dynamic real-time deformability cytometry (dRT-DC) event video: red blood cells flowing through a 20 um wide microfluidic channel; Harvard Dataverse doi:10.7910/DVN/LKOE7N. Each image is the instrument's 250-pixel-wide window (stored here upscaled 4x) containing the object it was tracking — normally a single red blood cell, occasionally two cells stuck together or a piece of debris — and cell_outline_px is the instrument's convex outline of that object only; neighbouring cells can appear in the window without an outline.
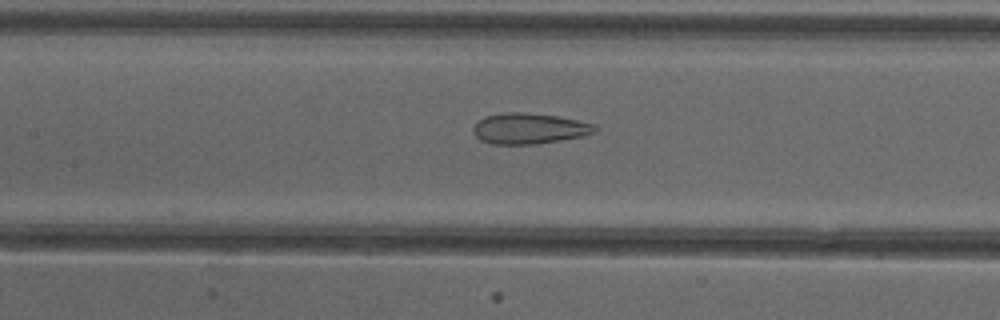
{"species": "common noctule bat (a hibernating species)", "species_latin": "Nyctalus noctula", "temperature_condition": "cold", "stored_images_in_passage": 38, "camera_frame_rate_fps": 3000, "um_per_image_px": 0.085, "animal": {"sex": "female"}, "frame": {"image": 1, "passage_image": 17, "time_ms": 5.333, "image_size_px": [1000, 320], "cell_outline_px": [[600, 128], [596, 132], [584, 136], [536, 144], [492, 144], [480, 140], [472, 132], [472, 128], [484, 116], [508, 112], [524, 112], [556, 116], [596, 124]], "centroid_in_image_um": [45.01, 10.93], "position_along_channel_um": 162.4, "area_um2": 21.91}}
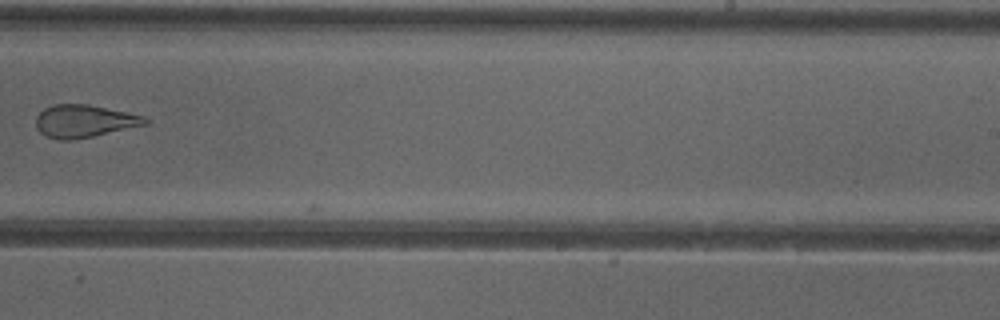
{"frame": {"image": 2, "passage_image": 26, "time_ms": 8.333, "image_size_px": [1000, 320], "cell_outline_px": [[152, 120], [148, 124], [92, 136], [72, 140], [60, 140], [48, 136], [40, 132], [36, 128], [36, 116], [44, 108], [56, 104], [88, 104], [144, 116]], "centroid_in_image_um": [7.17, 10.29], "position_along_channel_um": 281.8, "area_um2": 20.63}}
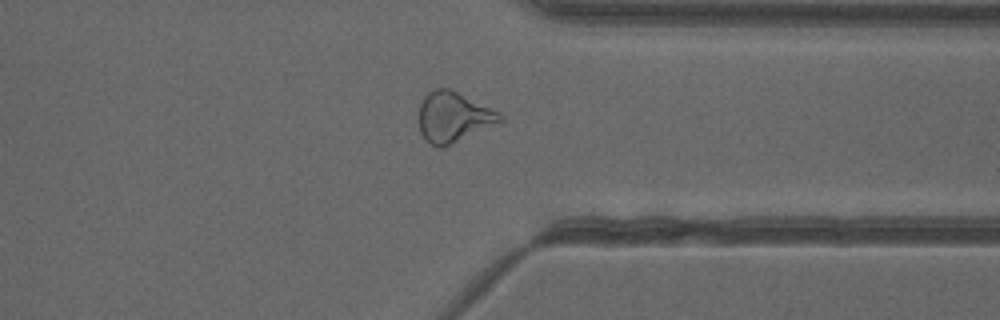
{"frame": {"image": 3, "passage_image": 33, "time_ms": 10.667, "image_size_px": [1000, 320], "cell_outline_px": [[504, 120], [500, 124], [444, 148], [436, 148], [420, 132], [420, 104], [424, 96], [428, 92], [436, 88], [448, 88], [500, 112], [504, 116]], "centroid_in_image_um": [38.6, 9.98], "position_along_channel_um": 372.8, "area_um2": 23.99}}